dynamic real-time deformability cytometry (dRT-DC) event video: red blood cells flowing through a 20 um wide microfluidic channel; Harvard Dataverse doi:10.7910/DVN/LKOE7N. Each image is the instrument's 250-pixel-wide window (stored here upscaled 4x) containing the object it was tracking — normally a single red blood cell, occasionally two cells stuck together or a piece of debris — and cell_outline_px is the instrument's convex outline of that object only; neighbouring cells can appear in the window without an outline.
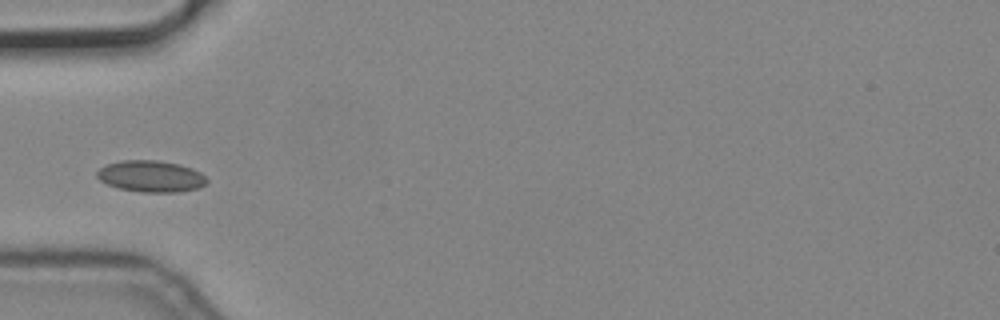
{"species": "common noctule bat (a hibernating species)", "species_latin": "Nyctalus noctula", "temperature_condition": "cold", "stored_images_in_passage": 6, "camera_frame_rate_fps": 3000, "um_per_image_px": 0.085, "animal": {"sex": "male", "body_mass_g": 19.2, "forearm_length_mm": 51.8}, "frame": {"image": 1, "passage_image": 1, "time_ms": 0.0, "image_size_px": [1000, 320], "cell_outline_px": [[208, 180], [204, 184], [196, 188], [180, 192], [140, 192], [120, 188], [108, 184], [100, 180], [96, 176], [96, 172], [100, 168], [108, 164], [124, 160], [156, 160], [180, 164], [192, 168], [200, 172]], "centroid_in_image_um": [12.83, 14.98], "position_along_channel_um": 72.2, "area_um2": 20.0}}
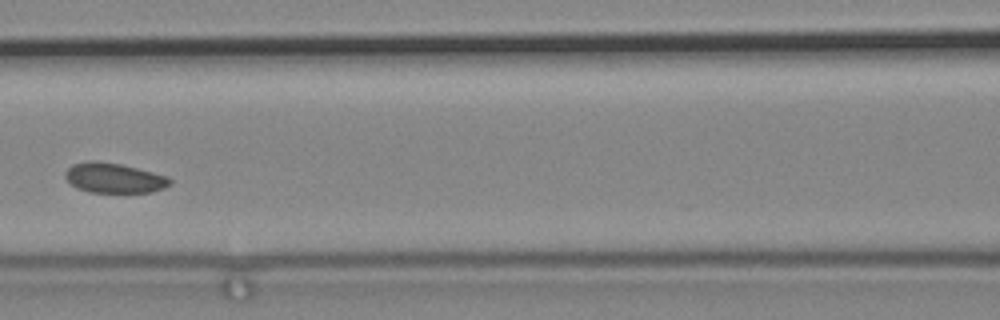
{"frame": {"image": 2, "passage_image": 3, "time_ms": 0.667, "image_size_px": [1000, 320], "cell_outline_px": [[172, 184], [164, 188], [152, 192], [88, 192], [76, 188], [64, 176], [64, 172], [72, 164], [88, 160], [96, 160], [120, 164], [168, 176], [172, 180]], "centroid_in_image_um": [9.69, 15.12], "position_along_channel_um": 156.9, "area_um2": 18.38}}
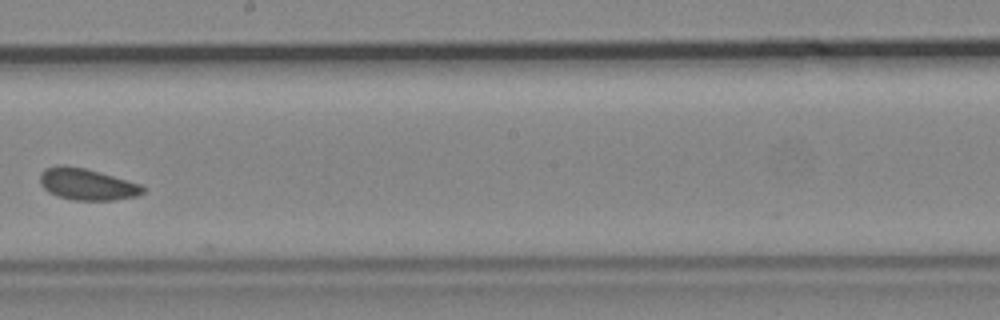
{"frame": {"image": 3, "passage_image": 5, "time_ms": 1.333, "image_size_px": [1000, 320], "cell_outline_px": [[144, 192], [136, 196], [112, 200], [72, 200], [56, 196], [48, 192], [40, 184], [40, 172], [48, 168], [84, 168], [140, 184], [144, 188]], "centroid_in_image_um": [7.4, 15.71], "position_along_channel_um": 240.8, "area_um2": 18.21}}